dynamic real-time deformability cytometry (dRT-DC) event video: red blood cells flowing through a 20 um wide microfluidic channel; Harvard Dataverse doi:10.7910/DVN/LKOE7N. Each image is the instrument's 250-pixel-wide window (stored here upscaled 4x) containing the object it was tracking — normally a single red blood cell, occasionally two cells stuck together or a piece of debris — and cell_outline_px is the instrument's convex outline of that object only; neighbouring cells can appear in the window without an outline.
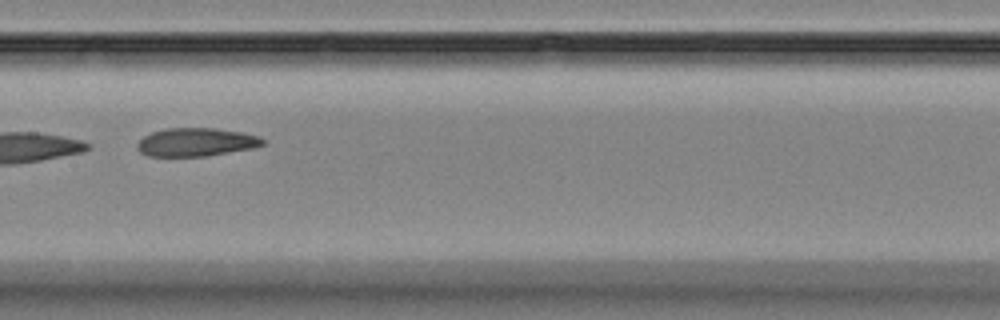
{"species": "Egyptian fruit bat (a non-hibernating species)", "species_latin": "Rousettus aegyptiacus", "temperature_condition": "room temperature", "stored_images_in_passage": 13, "camera_frame_rate_fps": 3000, "um_per_image_px": 0.085, "animal": {"sex": "female"}, "frame": {"image": 1, "passage_image": 8, "time_ms": 9.0, "image_size_px": [1000, 320], "cell_outline_px": [[264, 144], [252, 148], [208, 156], [148, 156], [140, 152], [136, 148], [136, 144], [144, 136], [152, 132], [164, 128], [216, 128], [240, 132], [260, 136], [264, 140]], "centroid_in_image_um": [16.65, 12.08], "position_along_channel_um": 190.8, "area_um2": 20.75}}
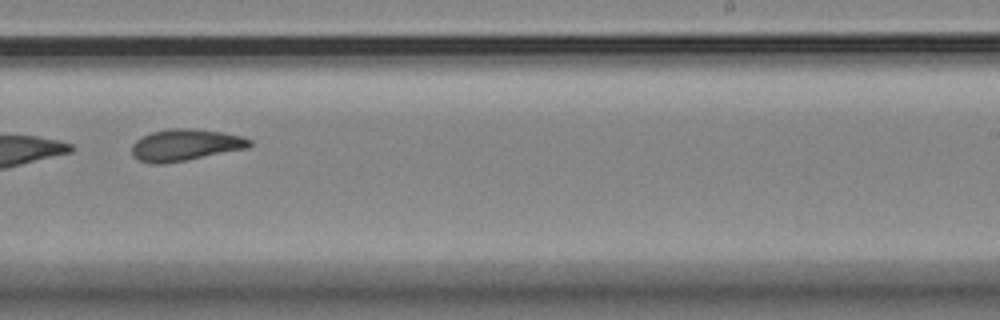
{"frame": {"image": 2, "passage_image": 10, "time_ms": 11.333, "image_size_px": [1000, 320], "cell_outline_px": [[252, 144], [248, 148], [164, 164], [152, 164], [136, 160], [132, 156], [132, 144], [136, 140], [152, 132], [168, 128], [192, 128], [220, 132], [244, 136], [252, 140]], "centroid_in_image_um": [15.74, 12.32], "position_along_channel_um": 273.3, "area_um2": 21.85}, "authors_computed_cell_mechanics": {"area_um2": 21.8484, "velocity_mm_per_s": 3.5362, "shape_relaxation_time_tau1_ms": null, "shape_relaxation_time_tau2_ms": 1.138, "deformation_change_tau1": null, "deformation_change_tau2": 0.0286}}